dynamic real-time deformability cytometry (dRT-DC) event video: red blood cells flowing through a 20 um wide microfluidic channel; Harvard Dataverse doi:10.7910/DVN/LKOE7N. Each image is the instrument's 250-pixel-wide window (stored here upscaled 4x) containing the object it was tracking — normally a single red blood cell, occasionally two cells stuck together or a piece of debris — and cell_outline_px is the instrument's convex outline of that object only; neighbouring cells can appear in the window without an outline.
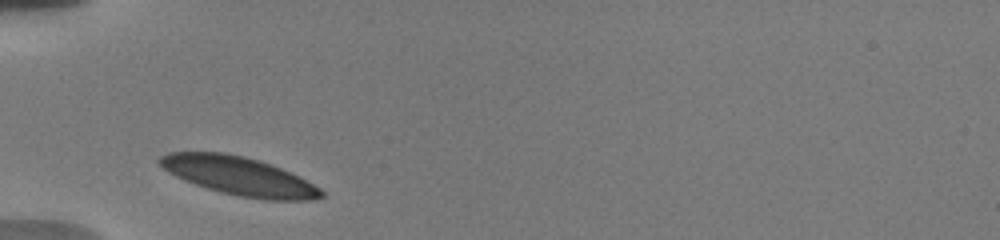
{"species": "human", "species_latin": "Homo sapiens", "temperature_condition": "warm", "stored_images_in_passage": 9, "camera_frame_rate_fps": 3000, "um_per_image_px": 0.085, "donor": {"sex": "male"}, "frame": {"image": 1, "passage_image": 1, "time_ms": 0.0, "image_size_px": [1000, 240], "cell_outline_px": [[324, 196], [316, 200], [264, 200], [240, 196], [220, 192], [184, 180], [168, 172], [156, 160], [160, 156], [168, 152], [224, 152], [244, 156], [260, 160], [272, 164], [300, 176], [320, 188], [324, 192]], "centroid_in_image_um": [20.35, 14.96], "position_along_channel_um": 64.7, "area_um2": 36.36}}
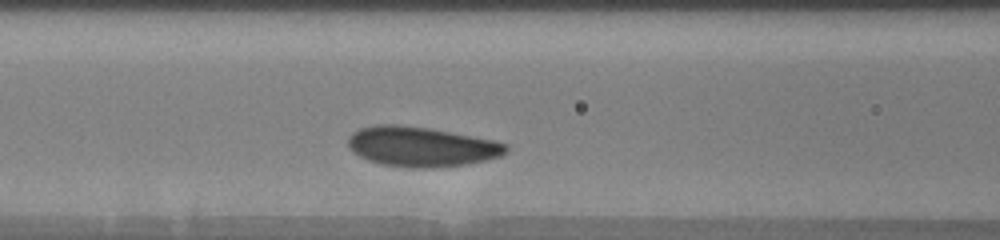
{"frame": {"image": 2, "passage_image": 7, "time_ms": 2.0, "image_size_px": [1000, 240], "cell_outline_px": [[508, 152], [500, 156], [484, 160], [464, 164], [428, 168], [412, 168], [380, 164], [368, 160], [352, 152], [348, 148], [348, 136], [352, 132], [360, 128], [376, 124], [396, 124], [428, 128], [452, 132], [492, 140], [508, 144]], "centroid_in_image_um": [35.77, 12.46], "position_along_channel_um": 130.8, "area_um2": 36.7}}
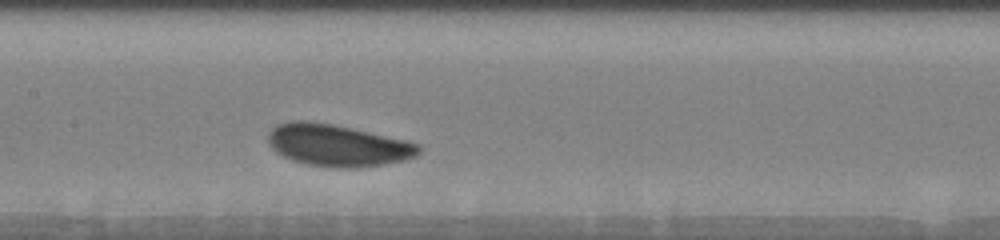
{"frame": {"image": 3, "passage_image": 9, "time_ms": 3.333, "image_size_px": [1000, 240], "cell_outline_px": [[420, 152], [416, 156], [404, 160], [360, 168], [332, 168], [308, 164], [292, 160], [276, 152], [268, 144], [268, 132], [276, 124], [292, 120], [308, 120], [332, 124], [352, 128], [404, 140], [420, 144]], "centroid_in_image_um": [28.66, 12.35], "position_along_channel_um": 178.7, "area_um2": 36.88}}